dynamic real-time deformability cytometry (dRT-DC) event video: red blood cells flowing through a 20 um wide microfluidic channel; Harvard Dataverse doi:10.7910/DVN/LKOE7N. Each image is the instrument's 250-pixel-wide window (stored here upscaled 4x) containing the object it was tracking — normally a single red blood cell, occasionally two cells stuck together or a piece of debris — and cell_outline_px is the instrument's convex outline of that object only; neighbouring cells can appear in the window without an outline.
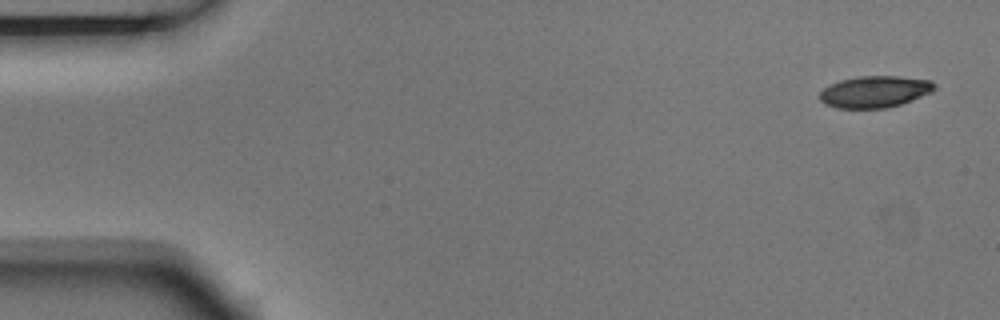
{"species": "Egyptian fruit bat (a non-hibernating species)", "species_latin": "Rousettus aegyptiacus", "temperature_condition": "room temperature", "stored_images_in_passage": 4, "camera_frame_rate_fps": 3000, "um_per_image_px": 0.085, "animal": {"sex": "male"}, "frame": {"image": 1, "passage_image": 1, "time_ms": 0.0, "image_size_px": [1000, 320], "cell_outline_px": [[936, 88], [932, 92], [912, 100], [900, 104], [884, 108], [836, 108], [824, 104], [820, 100], [820, 92], [824, 88], [840, 80], [856, 76], [896, 76], [932, 80], [936, 84]], "centroid_in_image_um": [74.37, 7.79], "position_along_channel_um": 10.6, "area_um2": 21.21}}
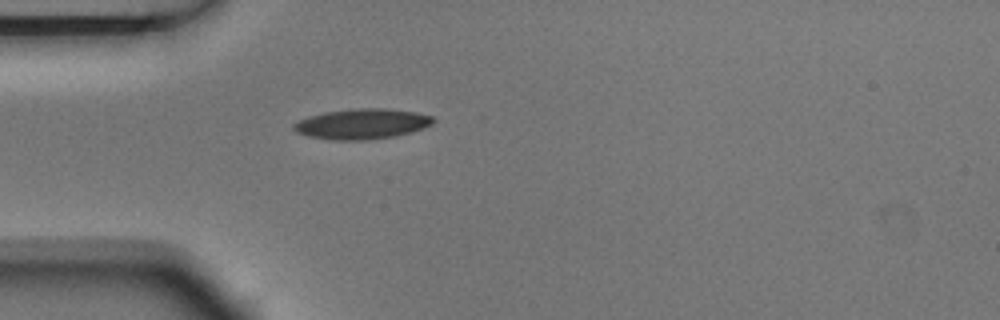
{"frame": {"image": 2, "passage_image": 4, "time_ms": 1.0, "image_size_px": [1000, 320], "cell_outline_px": [[436, 120], [432, 124], [424, 128], [412, 132], [396, 136], [364, 140], [332, 140], [308, 136], [296, 132], [292, 128], [292, 124], [308, 116], [324, 112], [352, 108], [384, 108], [416, 112], [432, 116]], "centroid_in_image_um": [30.77, 10.53], "position_along_channel_um": 54.2, "area_um2": 24.85}}